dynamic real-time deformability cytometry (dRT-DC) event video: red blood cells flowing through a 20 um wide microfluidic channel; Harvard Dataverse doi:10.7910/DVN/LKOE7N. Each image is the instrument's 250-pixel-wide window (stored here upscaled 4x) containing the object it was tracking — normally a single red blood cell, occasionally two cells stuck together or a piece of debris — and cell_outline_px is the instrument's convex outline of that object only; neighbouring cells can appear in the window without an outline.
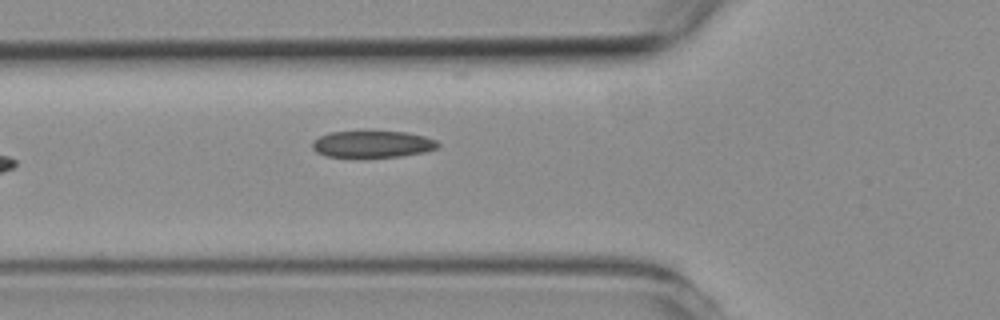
{"species": "common noctule bat (a hibernating species)", "species_latin": "Nyctalus noctula", "temperature_condition": "room temperature", "stored_images_in_passage": 6, "camera_frame_rate_fps": 3000, "um_per_image_px": 0.085, "animal": {"sex": "female", "body_mass_g": 19.3, "forearm_length_mm": 54.1}, "frame": {"image": 1, "passage_image": 6, "time_ms": 6.0, "image_size_px": [1000, 320], "cell_outline_px": [[440, 144], [436, 148], [424, 152], [400, 156], [324, 156], [316, 152], [312, 148], [312, 140], [320, 136], [332, 132], [404, 132], [424, 136], [436, 140]], "centroid_in_image_um": [31.64, 12.25], "position_along_channel_um": 94.2, "area_um2": 19.13}}